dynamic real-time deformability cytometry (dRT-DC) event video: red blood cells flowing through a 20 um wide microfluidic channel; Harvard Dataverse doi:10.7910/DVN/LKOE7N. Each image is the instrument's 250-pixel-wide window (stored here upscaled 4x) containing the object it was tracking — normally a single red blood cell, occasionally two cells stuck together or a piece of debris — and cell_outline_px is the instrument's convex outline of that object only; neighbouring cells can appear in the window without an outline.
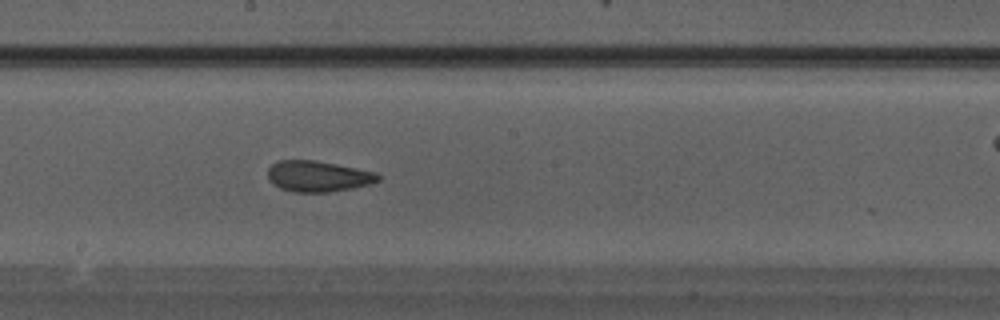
{"species": "Egyptian fruit bat (a non-hibernating species)", "species_latin": "Rousettus aegyptiacus", "temperature_condition": "warm", "stored_images_in_passage": 15, "camera_frame_rate_fps": 3000, "um_per_image_px": 0.085, "animal": {"sex": "male"}, "frame": {"image": 1, "passage_image": 12, "time_ms": 3.667, "image_size_px": [1000, 320], "cell_outline_px": [[380, 180], [368, 184], [352, 188], [328, 192], [296, 192], [280, 188], [272, 184], [268, 180], [268, 168], [272, 164], [280, 160], [316, 160], [356, 168], [372, 172], [380, 176]], "centroid_in_image_um": [26.98, 14.98], "position_along_channel_um": 221.2, "area_um2": 19.71}}